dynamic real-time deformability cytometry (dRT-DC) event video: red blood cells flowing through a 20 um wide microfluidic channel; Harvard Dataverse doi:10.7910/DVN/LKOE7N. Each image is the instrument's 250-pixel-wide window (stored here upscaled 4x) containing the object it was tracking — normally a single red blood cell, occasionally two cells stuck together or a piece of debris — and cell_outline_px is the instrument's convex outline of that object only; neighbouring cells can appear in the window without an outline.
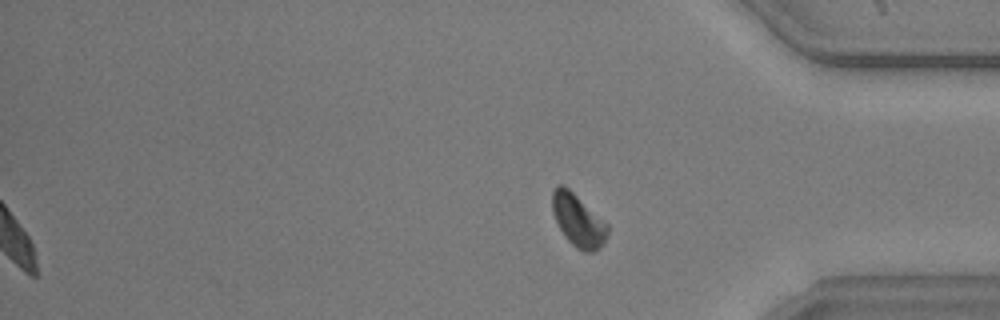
{"species": "common noctule bat (a hibernating species)", "species_latin": "Nyctalus noctula", "temperature_condition": "warm", "stored_images_in_passage": 39, "segment_of_instrument_passage": [2, 2], "camera_frame_rate_fps": 3000, "um_per_image_px": 0.085, "animal": {"sex": "male", "body_mass_g": 20.5, "forearm_length_mm": 52.5}, "frame": {"image": 1, "passage_image": 39, "time_ms": 12.667, "image_size_px": [1000, 320], "cell_outline_px": [[608, 232], [604, 244], [600, 248], [592, 252], [584, 252], [576, 248], [564, 236], [552, 212], [552, 192], [556, 184], [564, 184], [608, 224]], "centroid_in_image_um": [49.14, 18.73], "position_along_channel_um": 386.1, "area_um2": 16.94}}